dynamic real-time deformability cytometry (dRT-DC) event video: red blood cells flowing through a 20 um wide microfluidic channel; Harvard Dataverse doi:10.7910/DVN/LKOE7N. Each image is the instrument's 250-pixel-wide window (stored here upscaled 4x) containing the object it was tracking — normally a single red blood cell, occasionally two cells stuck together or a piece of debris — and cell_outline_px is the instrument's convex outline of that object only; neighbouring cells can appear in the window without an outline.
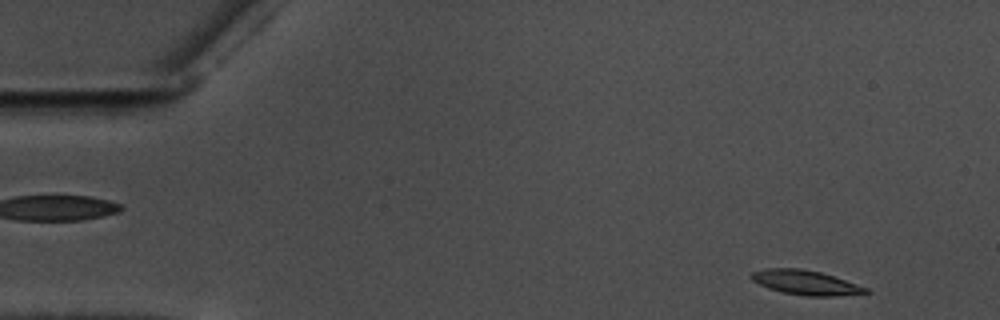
{"species": "common noctule bat (a hibernating species)", "species_latin": "Nyctalus noctula", "temperature_condition": "warm", "stored_images_in_passage": 55, "camera_frame_rate_fps": 3000, "um_per_image_px": 0.085, "animal": {"sex": "male", "body_mass_g": 17.5, "forearm_length_mm": 52.3}, "frame": {"image": 1, "passage_image": 3, "time_ms": 0.667, "image_size_px": [1000, 320], "cell_outline_px": [[872, 292], [836, 296], [804, 296], [784, 292], [768, 288], [752, 280], [748, 276], [752, 272], [764, 268], [800, 268], [820, 272], [868, 288]], "centroid_in_image_um": [68.44, 24.01], "position_along_channel_um": 16.6, "area_um2": 16.24}}
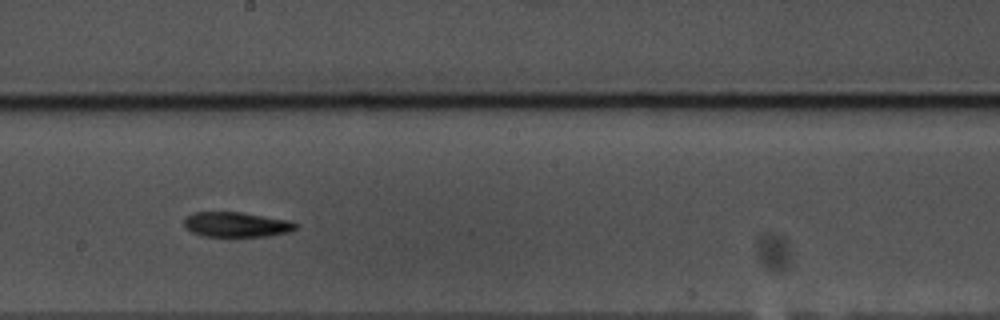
{"frame": {"image": 2, "passage_image": 30, "time_ms": 9.667, "image_size_px": [1000, 320], "cell_outline_px": [[300, 224], [296, 228], [288, 232], [264, 236], [204, 236], [192, 232], [184, 228], [184, 220], [192, 212], [240, 212], [292, 220]], "centroid_in_image_um": [20.11, 19.07], "position_along_channel_um": 228.1, "area_um2": 16.3}}
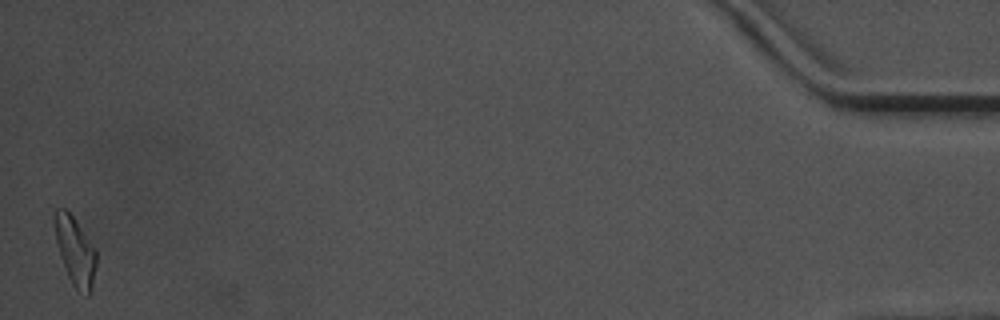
{"frame": {"image": 3, "passage_image": 55, "time_ms": 18.0, "image_size_px": [1000, 320], "cell_outline_px": [[96, 264], [92, 292], [88, 296], [76, 288], [72, 284], [68, 276], [60, 256], [56, 240], [52, 216], [56, 208], [64, 208], [72, 216], [96, 248]], "centroid_in_image_um": [6.39, 21.33], "position_along_channel_um": 428.8, "area_um2": 16.7}}